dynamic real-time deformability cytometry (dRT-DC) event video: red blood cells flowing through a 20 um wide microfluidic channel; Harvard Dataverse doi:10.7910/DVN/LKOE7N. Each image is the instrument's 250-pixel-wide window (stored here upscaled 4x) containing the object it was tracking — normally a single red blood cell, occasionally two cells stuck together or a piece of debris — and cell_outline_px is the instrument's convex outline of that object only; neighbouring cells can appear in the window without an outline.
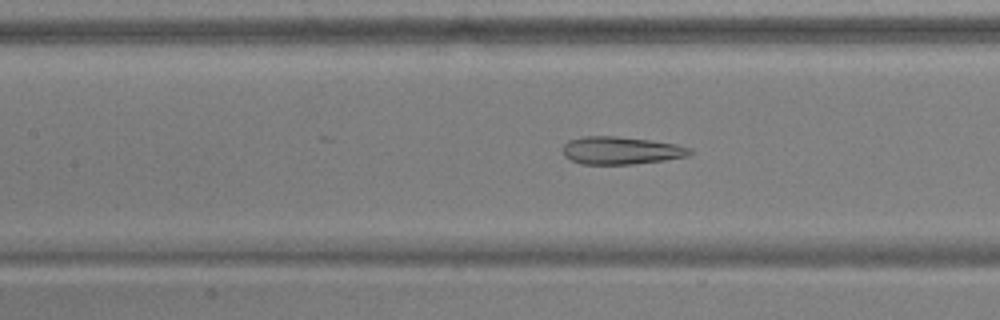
{"species": "common noctule bat (a hibernating species)", "species_latin": "Nyctalus noctula", "temperature_condition": "warm", "stored_images_in_passage": 53, "camera_frame_rate_fps": 3000, "um_per_image_px": 0.085, "animal": {"sex": "male", "body_mass_g": 17.9, "forearm_length_mm": 54.2}, "frame": {"image": 1, "passage_image": 24, "time_ms": 7.667, "image_size_px": [1000, 320], "cell_outline_px": [[692, 152], [688, 156], [664, 160], [632, 164], [580, 164], [564, 156], [564, 144], [568, 140], [584, 136], [616, 136], [648, 140], [676, 144], [692, 148]], "centroid_in_image_um": [52.78, 12.79], "position_along_channel_um": 154.6, "area_um2": 20.4}}
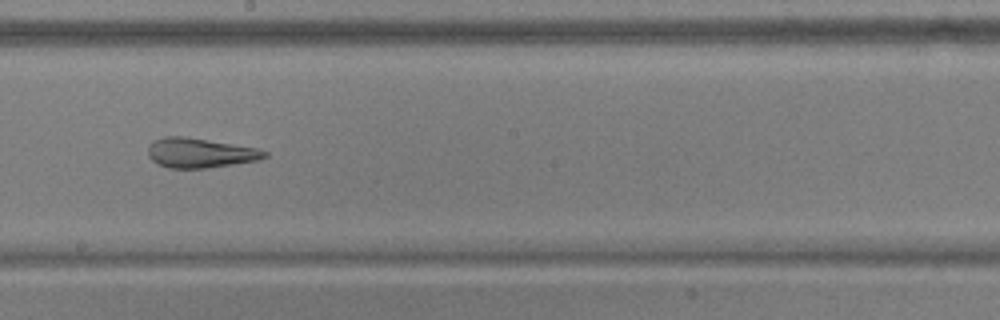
{"frame": {"image": 2, "passage_image": 30, "time_ms": 9.667, "image_size_px": [1000, 320], "cell_outline_px": [[268, 156], [260, 160], [204, 168], [168, 168], [156, 164], [148, 156], [148, 148], [152, 140], [164, 136], [184, 136], [256, 148], [268, 152]], "centroid_in_image_um": [16.96, 12.99], "position_along_channel_um": 231.2, "area_um2": 20.17}}
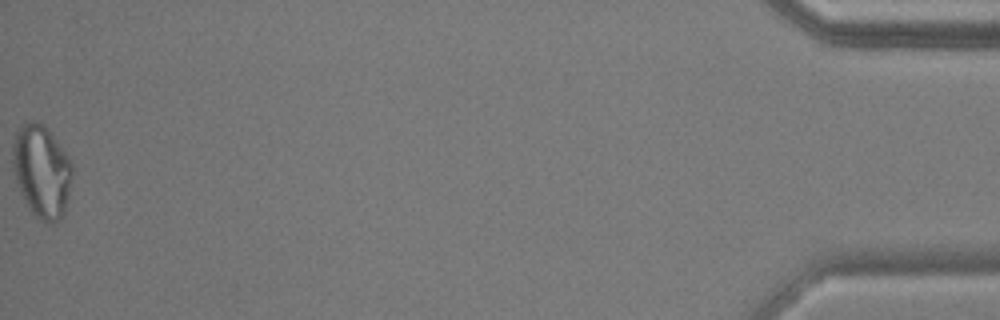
{"frame": {"image": 3, "passage_image": 53, "time_ms": 17.333, "image_size_px": [1000, 320], "cell_outline_px": [[72, 176], [68, 196], [64, 212], [60, 220], [56, 224], [48, 224], [40, 220], [28, 208], [20, 192], [12, 168], [12, 144], [16, 132], [24, 124], [32, 120], [44, 124], [48, 128], [68, 156], [72, 164]], "centroid_in_image_um": [3.53, 14.57], "position_along_channel_um": 431.7, "area_um2": 32.43}, "authors_computed_cell_mechanics": {"area_um2": 26.6458, "velocity_mm_per_s": 3.8406, "shape_relaxation_time_tau1_ms": null, "shape_relaxation_time_tau2_ms": 1.948, "deformation_change_tau1": null, "deformation_change_tau2": 0.1077}}